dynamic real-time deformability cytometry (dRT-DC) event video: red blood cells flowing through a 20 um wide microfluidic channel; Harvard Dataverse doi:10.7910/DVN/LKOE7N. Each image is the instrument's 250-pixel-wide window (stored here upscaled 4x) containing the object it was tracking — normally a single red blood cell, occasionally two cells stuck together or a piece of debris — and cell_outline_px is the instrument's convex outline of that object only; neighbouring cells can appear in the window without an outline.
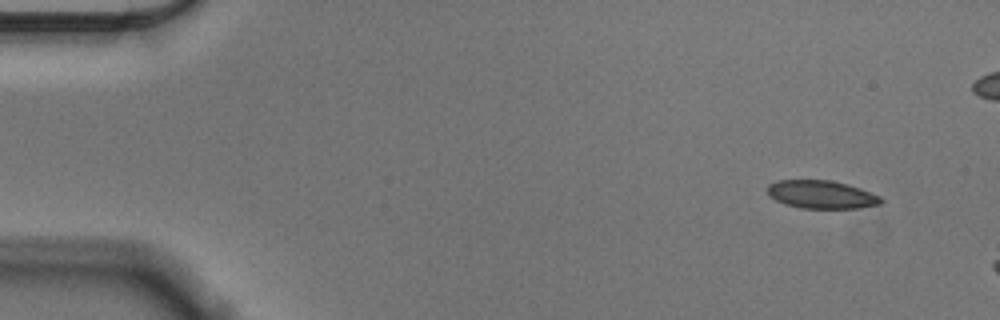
{"species": "Egyptian fruit bat (a non-hibernating species)", "species_latin": "Rousettus aegyptiacus", "temperature_condition": "cold", "stored_images_in_passage": 8, "camera_frame_rate_fps": 3000, "um_per_image_px": 0.085, "animal": {"sex": "male"}, "frame": {"image": 1, "passage_image": 1, "time_ms": 0.0, "image_size_px": [1000, 320], "cell_outline_px": [[884, 200], [880, 204], [856, 208], [800, 208], [784, 204], [768, 196], [768, 184], [776, 180], [832, 180], [848, 184], [860, 188], [880, 196]], "centroid_in_image_um": [69.8, 16.53], "position_along_channel_um": 15.2, "area_um2": 18.67}}